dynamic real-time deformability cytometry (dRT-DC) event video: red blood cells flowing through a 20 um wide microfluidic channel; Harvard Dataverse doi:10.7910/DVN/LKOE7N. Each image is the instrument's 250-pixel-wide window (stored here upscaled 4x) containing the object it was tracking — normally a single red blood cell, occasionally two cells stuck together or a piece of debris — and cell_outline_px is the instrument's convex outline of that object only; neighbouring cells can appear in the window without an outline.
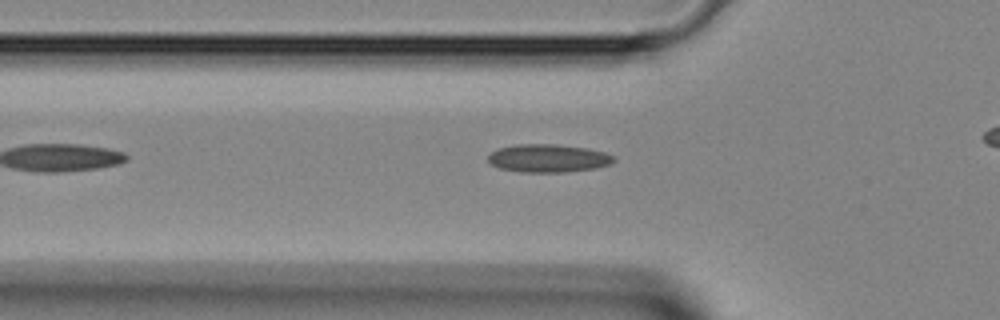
{"species": "Egyptian fruit bat (a non-hibernating species)", "species_latin": "Rousettus aegyptiacus", "temperature_condition": "room temperature", "stored_images_in_passage": 27, "camera_frame_rate_fps": 3000, "um_per_image_px": 0.085, "animal": {"sex": "female"}, "frame": {"image": 1, "passage_image": 4, "time_ms": 1.0, "image_size_px": [1000, 320], "cell_outline_px": [[616, 160], [612, 164], [596, 168], [564, 172], [520, 172], [500, 168], [492, 164], [488, 160], [488, 156], [492, 152], [500, 148], [516, 144], [556, 144], [588, 148], [604, 152], [616, 156]], "centroid_in_image_um": [46.65, 13.45], "position_along_channel_um": 79.1, "area_um2": 20.63}}
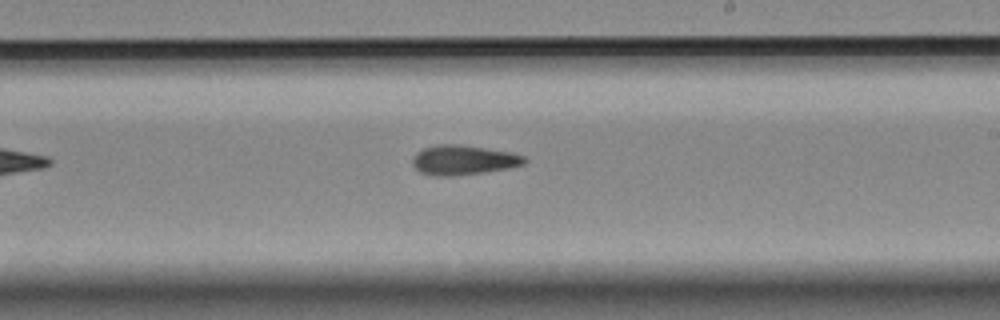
{"frame": {"image": 2, "passage_image": 15, "time_ms": 4.667, "image_size_px": [1000, 320], "cell_outline_px": [[528, 160], [524, 164], [508, 168], [484, 172], [452, 176], [432, 176], [420, 172], [412, 164], [412, 156], [416, 152], [424, 148], [440, 144], [460, 144], [512, 152], [524, 156]], "centroid_in_image_um": [39.37, 13.6], "position_along_channel_um": 249.6, "area_um2": 19.48}}
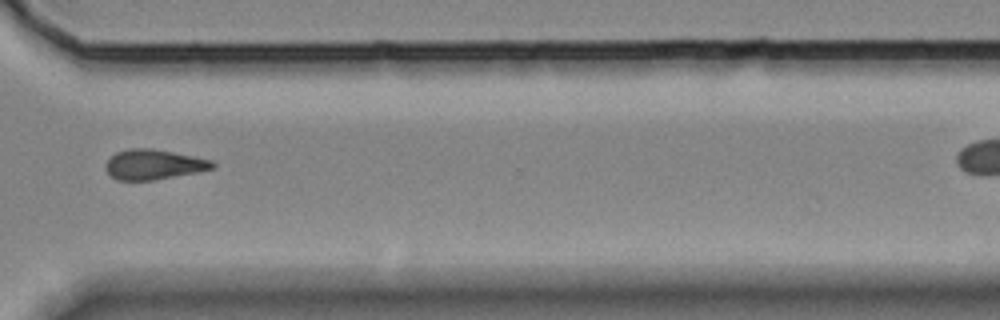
{"frame": {"image": 3, "passage_image": 22, "time_ms": 7.0, "image_size_px": [1000, 320], "cell_outline_px": [[216, 164], [212, 168], [200, 172], [152, 180], [116, 180], [104, 168], [108, 160], [116, 152], [128, 148], [152, 148], [212, 160]], "centroid_in_image_um": [13.06, 13.98], "position_along_channel_um": 357.5, "area_um2": 18.61}}